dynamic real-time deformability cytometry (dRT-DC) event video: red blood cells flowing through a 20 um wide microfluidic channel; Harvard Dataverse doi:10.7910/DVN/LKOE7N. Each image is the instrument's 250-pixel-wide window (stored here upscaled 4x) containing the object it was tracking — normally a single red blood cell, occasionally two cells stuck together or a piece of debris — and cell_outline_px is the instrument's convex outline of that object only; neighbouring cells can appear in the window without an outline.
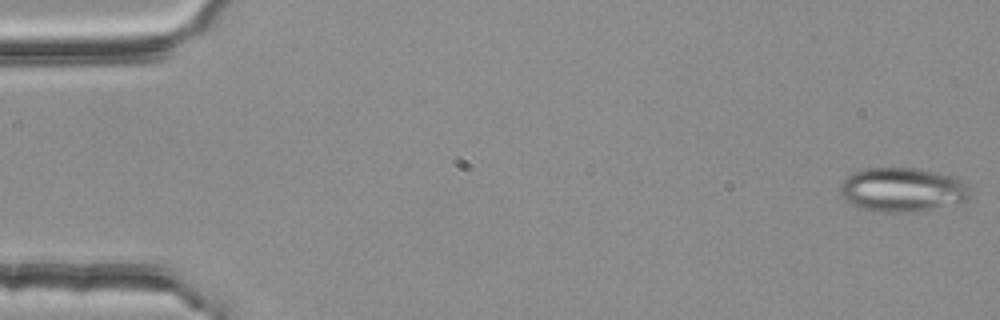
{"species": "common noctule bat (a hibernating species)", "species_latin": "Nyctalus noctula", "temperature_condition": "room temperature", "stored_images_in_passage": 4, "camera_frame_rate_fps": 3000, "um_per_image_px": 0.085, "animal": {"sex": "female", "body_mass_g": 25.1}, "frame": {"image": 1, "passage_image": 1, "time_ms": 0.0, "image_size_px": [1000, 320], "cell_outline_px": [[968, 196], [964, 200], [956, 204], [932, 208], [904, 212], [880, 212], [864, 208], [852, 204], [840, 192], [840, 184], [852, 172], [864, 168], [912, 168], [936, 172], [960, 180], [968, 188]], "centroid_in_image_um": [76.65, 16.11], "position_along_channel_um": 8.3, "area_um2": 32.6}}